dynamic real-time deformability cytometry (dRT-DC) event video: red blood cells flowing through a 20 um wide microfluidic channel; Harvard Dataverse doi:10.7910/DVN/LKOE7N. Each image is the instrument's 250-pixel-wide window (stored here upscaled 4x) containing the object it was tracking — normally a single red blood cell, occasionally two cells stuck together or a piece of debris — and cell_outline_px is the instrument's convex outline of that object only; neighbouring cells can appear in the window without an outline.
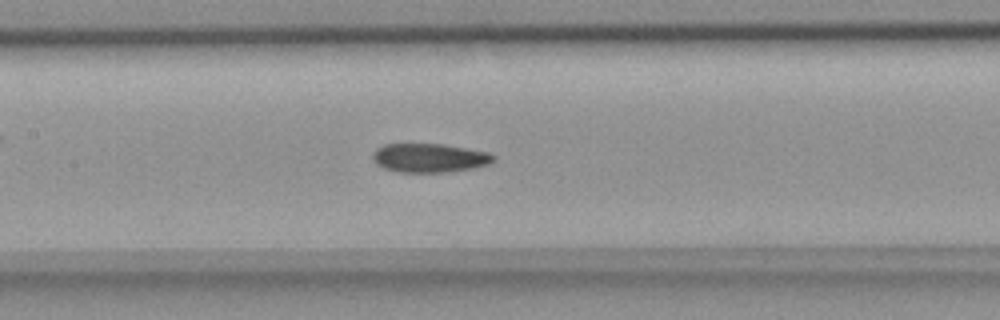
{"species": "common noctule bat (a hibernating species)", "species_latin": "Nyctalus noctula", "temperature_condition": "room temperature", "stored_images_in_passage": 37, "camera_frame_rate_fps": 3000, "um_per_image_px": 0.085, "animal": {"sex": "female", "body_mass_g": 18.4}, "frame": {"image": 1, "passage_image": 9, "time_ms": 2.667, "image_size_px": [1000, 320], "cell_outline_px": [[492, 160], [488, 164], [472, 168], [448, 172], [396, 172], [384, 168], [376, 164], [372, 156], [372, 152], [376, 148], [384, 144], [440, 144], [488, 152], [492, 156]], "centroid_in_image_um": [36.42, 13.42], "position_along_channel_um": 171.0, "area_um2": 20.11}}
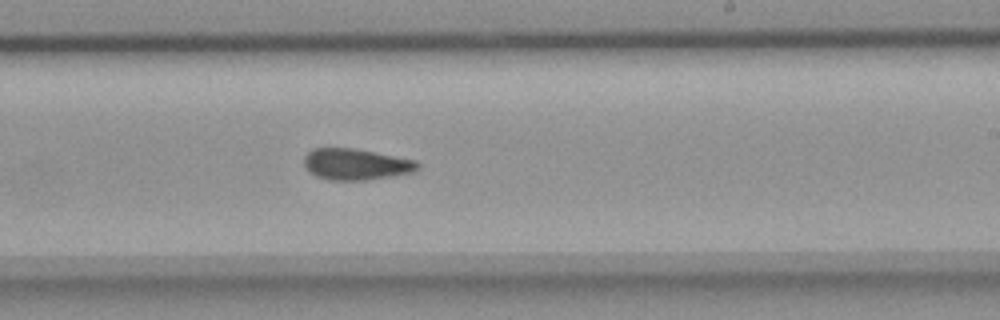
{"frame": {"image": 2, "passage_image": 16, "time_ms": 5.0, "image_size_px": [1000, 320], "cell_outline_px": [[420, 168], [412, 172], [368, 180], [328, 180], [316, 176], [308, 172], [304, 164], [304, 156], [312, 148], [352, 148], [416, 160], [420, 164]], "centroid_in_image_um": [30.23, 13.97], "position_along_channel_um": 258.8, "area_um2": 20.69}}
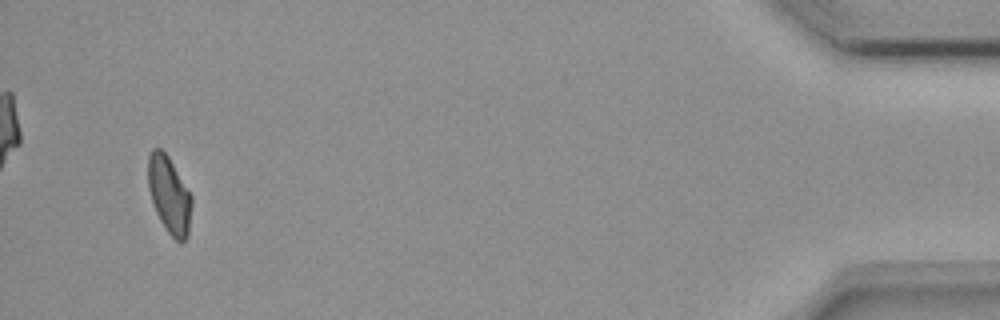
{"frame": {"image": 3, "passage_image": 35, "time_ms": 11.333, "image_size_px": [1000, 320], "cell_outline_px": [[192, 204], [188, 236], [180, 244], [168, 232], [160, 220], [152, 204], [148, 188], [148, 156], [152, 148], [160, 148], [168, 156], [192, 196]], "centroid_in_image_um": [14.38, 16.57], "position_along_channel_um": 420.8, "area_um2": 19.59}, "authors_computed_cell_mechanics": {"area_um2": 20.6346, "velocity_mm_per_s": 3.7867, "shape_relaxation_time_tau1_ms": 9.437, "shape_relaxation_time_tau2_ms": 5.5639, "deformation_change_tau1": 0.1567, "deformation_change_tau2": 0.1046}}